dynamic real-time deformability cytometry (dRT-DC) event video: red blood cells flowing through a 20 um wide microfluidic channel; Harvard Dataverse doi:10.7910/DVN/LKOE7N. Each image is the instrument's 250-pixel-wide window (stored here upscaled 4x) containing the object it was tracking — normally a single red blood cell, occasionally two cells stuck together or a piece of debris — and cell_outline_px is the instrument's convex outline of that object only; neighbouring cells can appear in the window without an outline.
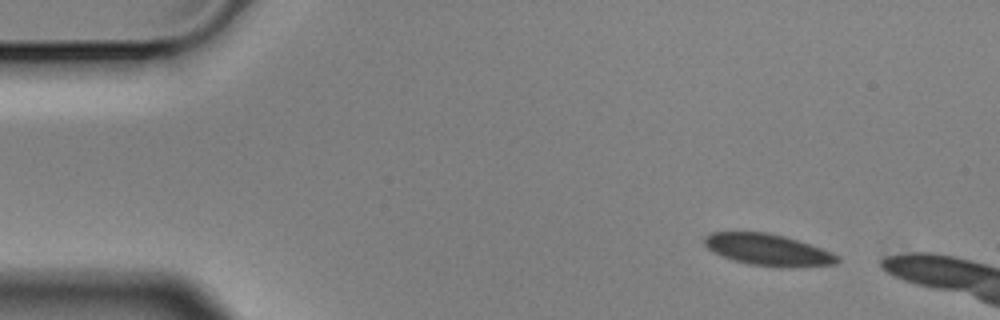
{"species": "Egyptian fruit bat (a non-hibernating species)", "species_latin": "Rousettus aegyptiacus", "temperature_condition": "cold", "stored_images_in_passage": 6, "camera_frame_rate_fps": 3000, "um_per_image_px": 0.085, "animal": {"sex": "male"}, "frame": {"image": 1, "passage_image": 6, "time_ms": 1.667, "image_size_px": [1000, 320], "cell_outline_px": [[840, 260], [836, 264], [792, 268], [780, 268], [748, 264], [732, 260], [712, 252], [704, 244], [704, 236], [712, 232], [768, 232], [784, 236], [820, 248], [840, 256]], "centroid_in_image_um": [65.27, 21.25], "position_along_channel_um": 19.7, "area_um2": 24.68}}